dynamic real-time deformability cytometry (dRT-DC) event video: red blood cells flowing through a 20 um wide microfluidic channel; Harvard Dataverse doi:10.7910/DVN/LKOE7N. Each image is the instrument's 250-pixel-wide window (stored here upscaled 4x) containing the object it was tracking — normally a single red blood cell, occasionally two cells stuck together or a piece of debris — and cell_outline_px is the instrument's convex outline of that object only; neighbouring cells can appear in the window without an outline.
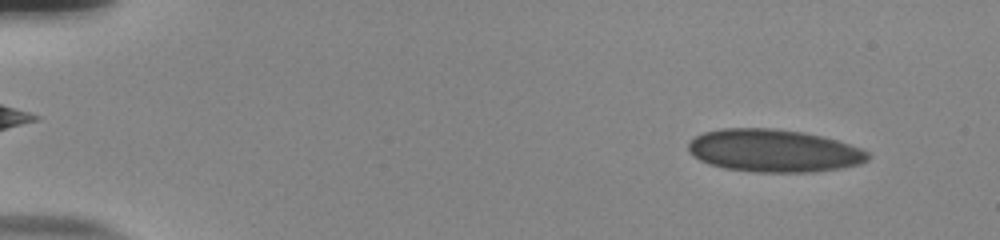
{"species": "human", "species_latin": "Homo sapiens", "temperature_condition": "room temperature", "stored_images_in_passage": 54, "camera_frame_rate_fps": 3000, "um_per_image_px": 0.085, "donor": {"sex": "male"}, "frame": {"image": 1, "passage_image": 5, "time_ms": 1.333, "image_size_px": [1000, 240], "cell_outline_px": [[868, 160], [860, 164], [840, 168], [812, 172], [756, 172], [724, 168], [700, 160], [692, 156], [688, 148], [688, 144], [696, 136], [704, 132], [724, 128], [768, 128], [800, 132], [820, 136], [836, 140], [860, 148], [868, 152]], "centroid_in_image_um": [65.76, 12.81], "position_along_channel_um": 19.2, "area_um2": 44.27}}
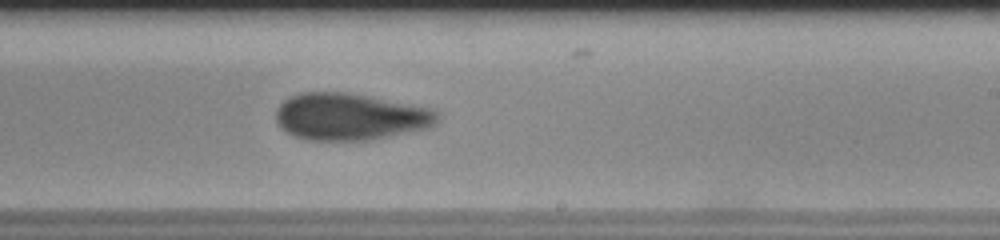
{"frame": {"image": 2, "passage_image": 34, "time_ms": 11.0, "image_size_px": [1000, 240], "cell_outline_px": [[436, 120], [428, 128], [372, 140], [308, 140], [296, 136], [280, 128], [276, 120], [276, 112], [280, 104], [284, 100], [292, 96], [304, 92], [348, 92], [372, 96], [428, 108], [436, 112]], "centroid_in_image_um": [29.72, 9.92], "position_along_channel_um": 259.3, "area_um2": 43.87}}
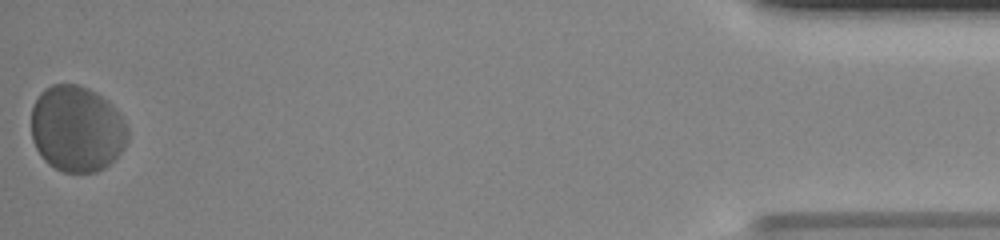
{"frame": {"image": 3, "passage_image": 54, "time_ms": 17.667, "image_size_px": [1000, 240], "cell_outline_px": [[128, 140], [124, 148], [104, 168], [96, 172], [64, 172], [48, 164], [44, 160], [36, 148], [32, 140], [32, 108], [40, 92], [44, 88], [52, 84], [76, 84], [88, 88], [108, 100], [124, 120], [128, 128]], "centroid_in_image_um": [6.53, 10.94], "position_along_channel_um": 428.7, "area_um2": 48.49}, "authors_computed_cell_mechanics": {"area_um2": 44.1014, "velocity_mm_per_s": 3.7677, "shape_relaxation_time_tau1_ms": 2.544, "shape_relaxation_time_tau2_ms": 0.9975, "deformation_change_tau1": 0.0707, "deformation_change_tau2": 0.0465}}